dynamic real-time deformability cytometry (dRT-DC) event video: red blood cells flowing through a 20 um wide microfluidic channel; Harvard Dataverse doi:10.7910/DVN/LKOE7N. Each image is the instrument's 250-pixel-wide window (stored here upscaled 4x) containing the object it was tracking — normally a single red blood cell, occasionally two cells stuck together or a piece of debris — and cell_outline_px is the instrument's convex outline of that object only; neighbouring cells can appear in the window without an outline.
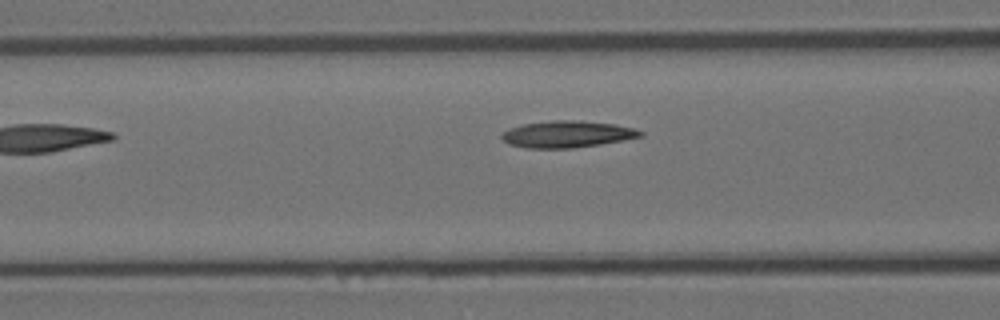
{"species": "Egyptian fruit bat (a non-hibernating species)", "species_latin": "Rousettus aegyptiacus", "temperature_condition": "room temperature", "stored_images_in_passage": 9, "camera_frame_rate_fps": 3000, "um_per_image_px": 0.085, "animal": {"sex": "female"}, "frame": {"image": 1, "passage_image": 6, "time_ms": 1.667, "image_size_px": [1000, 320], "cell_outline_px": [[644, 136], [624, 140], [600, 144], [572, 148], [528, 148], [508, 144], [500, 136], [504, 132], [512, 128], [524, 124], [552, 120], [580, 120], [616, 124], [632, 128], [644, 132]], "centroid_in_image_um": [48.25, 11.4], "position_along_channel_um": 118.4, "area_um2": 21.5}}
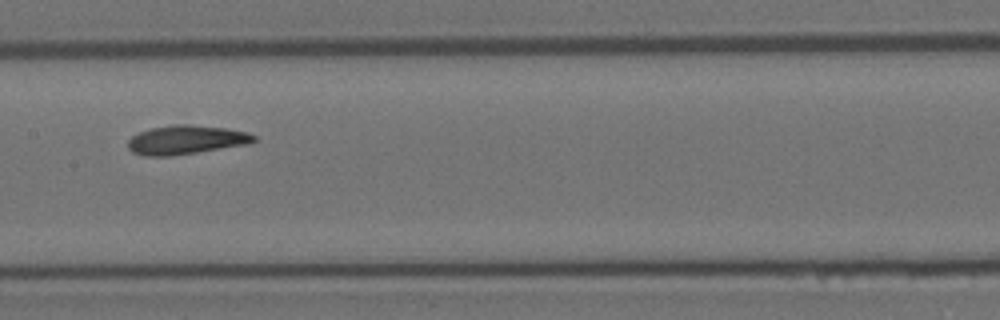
{"frame": {"image": 2, "passage_image": 8, "time_ms": 2.333, "image_size_px": [1000, 320], "cell_outline_px": [[256, 140], [252, 144], [168, 156], [144, 156], [132, 152], [128, 148], [128, 140], [132, 136], [140, 132], [152, 128], [176, 124], [188, 124], [224, 128], [248, 132], [256, 136]], "centroid_in_image_um": [15.84, 11.89], "position_along_channel_um": 191.6, "area_um2": 21.21}}
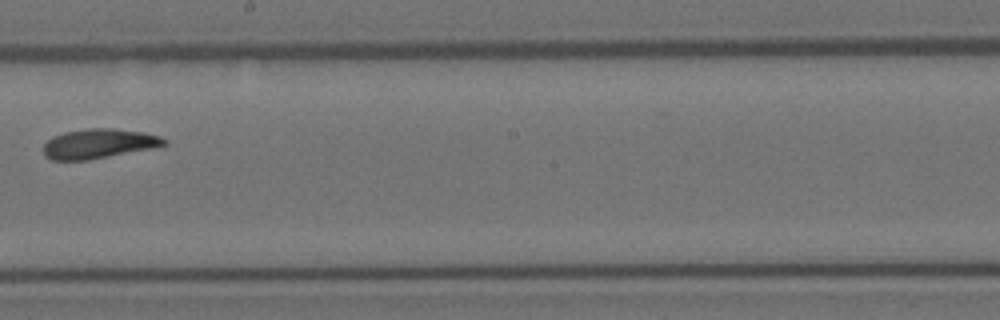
{"frame": {"image": 3, "passage_image": 9, "time_ms": 2.667, "image_size_px": [1000, 320], "cell_outline_px": [[168, 144], [156, 148], [88, 160], [52, 160], [44, 156], [44, 144], [52, 136], [64, 132], [88, 128], [112, 128], [144, 132], [160, 136], [168, 140]], "centroid_in_image_um": [8.43, 12.21], "position_along_channel_um": 239.8, "area_um2": 21.1}}